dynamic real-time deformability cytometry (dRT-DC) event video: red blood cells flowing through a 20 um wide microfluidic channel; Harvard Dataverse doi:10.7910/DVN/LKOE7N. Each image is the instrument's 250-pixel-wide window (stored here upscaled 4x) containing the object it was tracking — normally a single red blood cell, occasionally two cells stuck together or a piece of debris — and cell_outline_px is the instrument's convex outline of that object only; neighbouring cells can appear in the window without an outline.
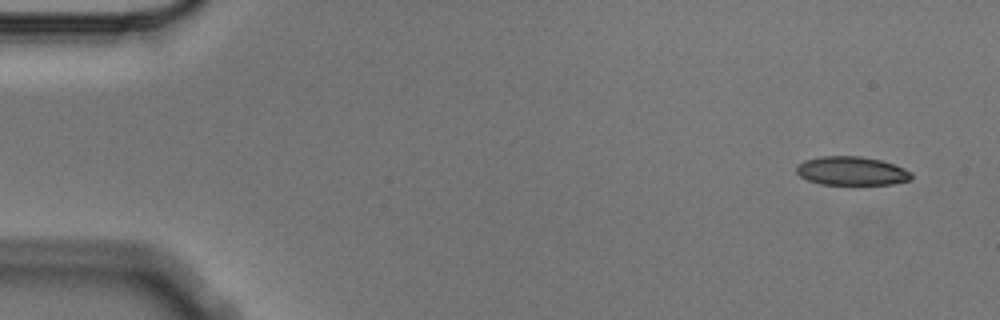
{"species": "Egyptian fruit bat (a non-hibernating species)", "species_latin": "Rousettus aegyptiacus", "temperature_condition": "cold", "stored_images_in_passage": 4, "camera_frame_rate_fps": 3000, "um_per_image_px": 0.085, "animal": {"sex": "male"}, "frame": {"image": 1, "passage_image": 1, "time_ms": 0.0, "image_size_px": [1000, 320], "cell_outline_px": [[912, 180], [892, 184], [820, 184], [808, 180], [800, 176], [796, 172], [796, 164], [804, 160], [820, 156], [860, 156], [880, 160], [904, 168], [912, 172]], "centroid_in_image_um": [72.37, 14.53], "position_along_channel_um": 12.6, "area_um2": 19.31}}
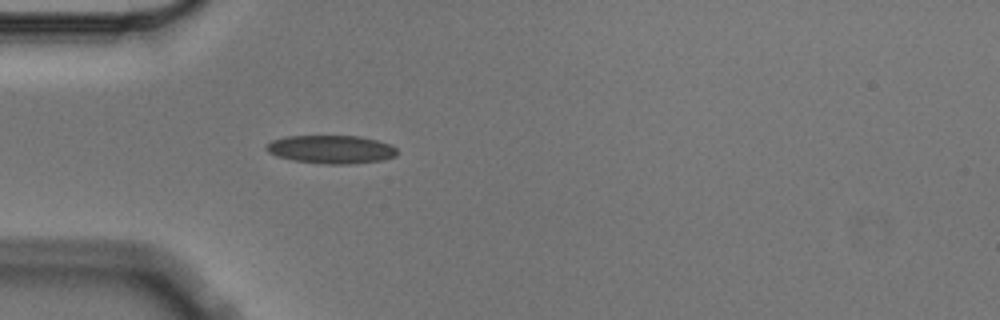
{"frame": {"image": 2, "passage_image": 4, "time_ms": 1.0, "image_size_px": [1000, 320], "cell_outline_px": [[396, 156], [380, 160], [348, 164], [328, 164], [296, 160], [276, 156], [268, 152], [264, 148], [272, 140], [288, 136], [360, 136], [392, 144], [396, 148]], "centroid_in_image_um": [28.15, 12.69], "position_along_channel_um": 56.8, "area_um2": 21.33}}